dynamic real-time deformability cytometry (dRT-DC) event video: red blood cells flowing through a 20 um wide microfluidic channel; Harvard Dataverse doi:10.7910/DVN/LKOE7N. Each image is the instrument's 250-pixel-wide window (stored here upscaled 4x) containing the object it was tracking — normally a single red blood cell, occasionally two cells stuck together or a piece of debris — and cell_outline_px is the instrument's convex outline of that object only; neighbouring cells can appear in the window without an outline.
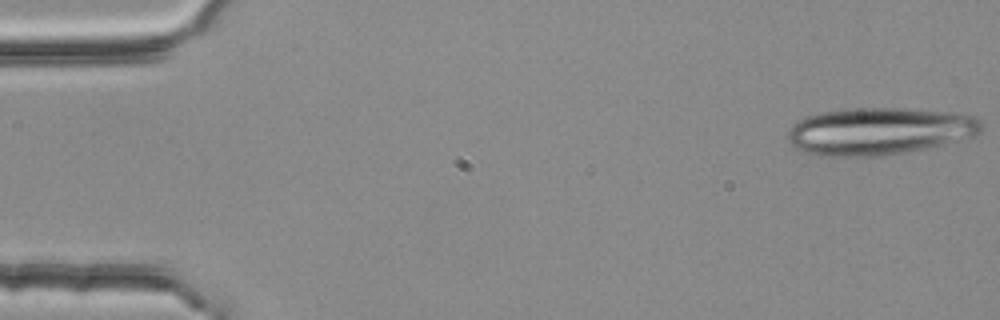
{"species": "common noctule bat (a hibernating species)", "species_latin": "Nyctalus noctula", "temperature_condition": "room temperature", "stored_images_in_passage": 4, "camera_frame_rate_fps": 3000, "um_per_image_px": 0.085, "animal": {"sex": "female", "body_mass_g": 25.1}, "frame": {"image": 1, "passage_image": 1, "time_ms": 0.0, "image_size_px": [1000, 320], "cell_outline_px": [[984, 128], [976, 136], [960, 140], [924, 148], [884, 156], [820, 156], [804, 152], [796, 148], [788, 140], [788, 132], [792, 124], [796, 120], [804, 116], [820, 112], [856, 108], [908, 108], [952, 112], [972, 116], [980, 120]], "centroid_in_image_um": [74.72, 11.14], "position_along_channel_um": 10.3, "area_um2": 53.64}}